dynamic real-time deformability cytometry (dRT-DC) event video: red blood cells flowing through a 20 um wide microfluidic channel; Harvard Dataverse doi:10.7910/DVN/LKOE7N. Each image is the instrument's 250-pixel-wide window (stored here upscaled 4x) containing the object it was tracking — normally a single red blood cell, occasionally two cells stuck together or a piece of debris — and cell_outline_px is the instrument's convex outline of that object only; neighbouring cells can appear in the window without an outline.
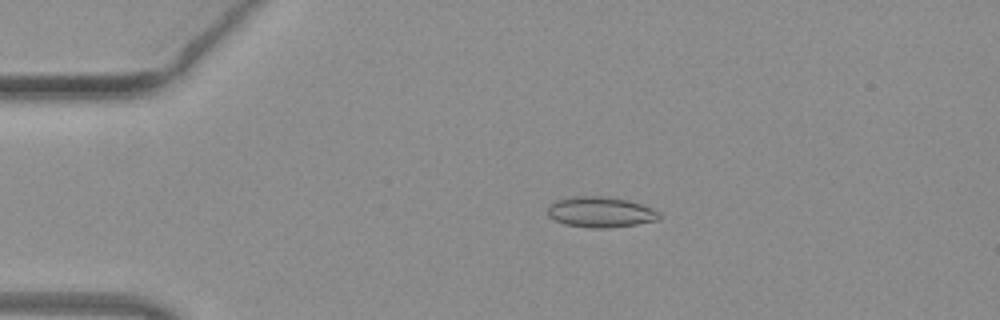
{"species": "common noctule bat (a hibernating species)", "species_latin": "Nyctalus noctula", "temperature_condition": "warm", "stored_images_in_passage": 51, "camera_frame_rate_fps": 3000, "um_per_image_px": 0.085, "animal": {"sex": "female", "body_mass_g": 19.3, "forearm_length_mm": 54.1}, "frame": {"image": 1, "passage_image": 11, "time_ms": 3.333, "image_size_px": [1000, 320], "cell_outline_px": [[660, 220], [636, 224], [608, 228], [588, 228], [564, 224], [548, 216], [548, 204], [556, 200], [572, 196], [608, 196], [628, 200], [652, 208], [660, 212]], "centroid_in_image_um": [51.04, 18.02], "position_along_channel_um": 34.0, "area_um2": 20.11}}
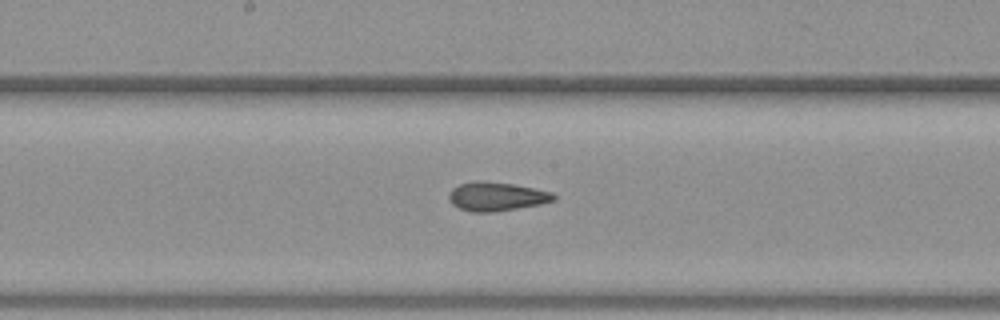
{"frame": {"image": 2, "passage_image": 27, "time_ms": 8.667, "image_size_px": [1000, 320], "cell_outline_px": [[556, 200], [540, 204], [496, 212], [472, 212], [460, 208], [452, 204], [448, 196], [448, 192], [452, 188], [460, 184], [476, 180], [484, 180], [512, 184], [552, 192], [556, 196]], "centroid_in_image_um": [42.18, 16.7], "position_along_channel_um": 206.0, "area_um2": 17.69}}
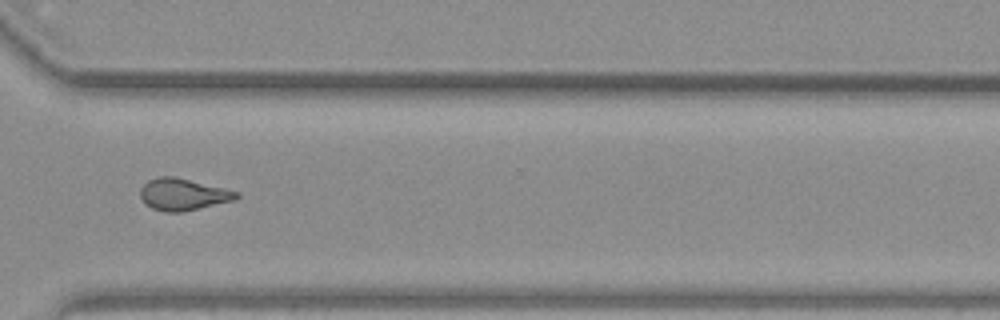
{"frame": {"image": 3, "passage_image": 38, "time_ms": 12.333, "image_size_px": [1000, 320], "cell_outline_px": [[240, 196], [236, 200], [184, 212], [164, 212], [152, 208], [144, 204], [140, 196], [140, 188], [148, 180], [160, 176], [176, 176], [240, 192]], "centroid_in_image_um": [15.57, 16.53], "position_along_channel_um": 355.0, "area_um2": 18.15}, "authors_computed_cell_mechanics": {"area_um2": 18.1492, "velocity_mm_per_s": 4.0776, "shape_relaxation_time_tau1_ms": null, "shape_relaxation_time_tau2_ms": 1.6212, "deformation_change_tau1": null, "deformation_change_tau2": 0.0675}}